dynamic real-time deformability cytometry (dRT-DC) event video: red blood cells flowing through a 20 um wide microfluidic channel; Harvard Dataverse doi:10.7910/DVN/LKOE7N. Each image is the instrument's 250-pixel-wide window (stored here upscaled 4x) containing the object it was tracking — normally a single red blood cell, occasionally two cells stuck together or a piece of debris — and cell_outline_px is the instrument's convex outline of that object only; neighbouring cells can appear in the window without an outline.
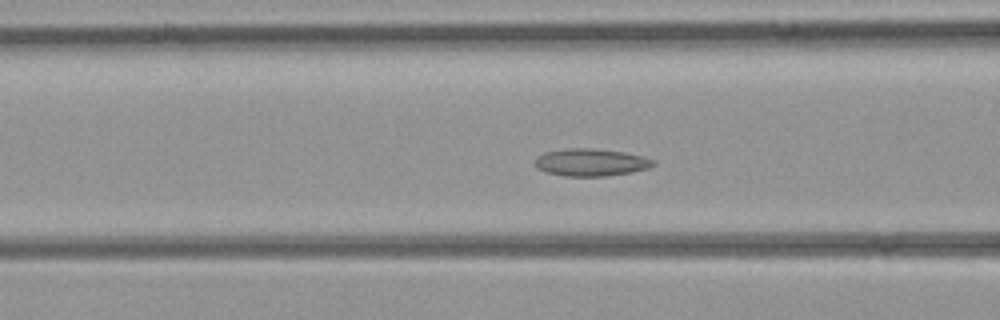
{"species": "common noctule bat (a hibernating species)", "species_latin": "Nyctalus noctula", "temperature_condition": "room temperature", "stored_images_in_passage": 31, "camera_frame_rate_fps": 3000, "um_per_image_px": 0.085, "animal": {"sex": "female", "body_mass_g": 21.9}, "frame": {"image": 1, "passage_image": 5, "time_ms": 1.333, "image_size_px": [1000, 320], "cell_outline_px": [[656, 164], [648, 168], [632, 172], [604, 176], [564, 176], [544, 172], [536, 168], [532, 164], [536, 156], [544, 152], [564, 148], [596, 148], [624, 152], [644, 156], [656, 160]], "centroid_in_image_um": [50.18, 13.79], "position_along_channel_um": 116.4, "area_um2": 19.36}}
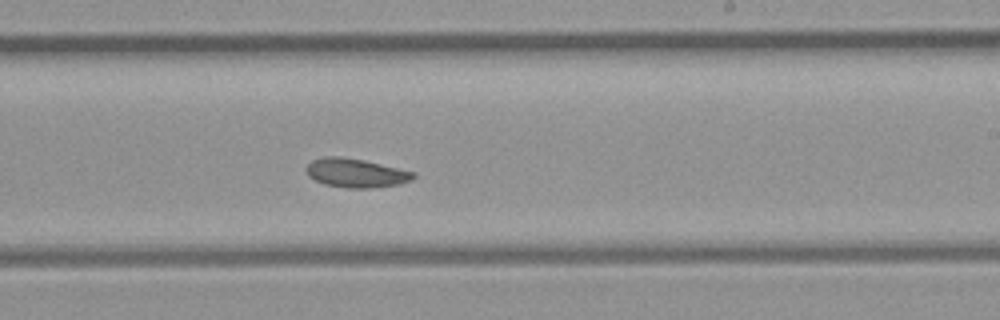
{"frame": {"image": 2, "passage_image": 14, "time_ms": 4.333, "image_size_px": [1000, 320], "cell_outline_px": [[416, 176], [412, 180], [400, 184], [372, 188], [348, 188], [324, 184], [308, 176], [304, 168], [312, 160], [324, 156], [340, 156], [364, 160], [416, 172]], "centroid_in_image_um": [30.25, 14.7], "position_along_channel_um": 258.7, "area_um2": 18.21}}
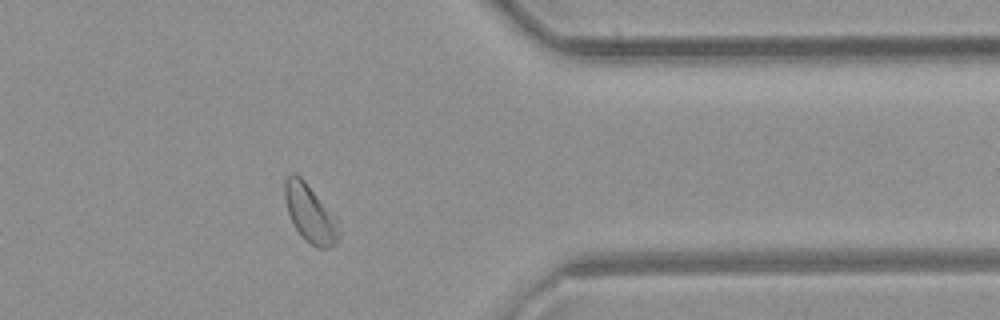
{"frame": {"image": 3, "passage_image": 23, "time_ms": 7.333, "image_size_px": [1000, 320], "cell_outline_px": [[340, 236], [336, 244], [332, 248], [316, 248], [304, 240], [300, 236], [292, 224], [284, 200], [284, 180], [288, 172], [296, 172], [304, 180], [336, 216], [340, 232]], "centroid_in_image_um": [26.34, 18.15], "position_along_channel_um": 385.1, "area_um2": 18.84}}